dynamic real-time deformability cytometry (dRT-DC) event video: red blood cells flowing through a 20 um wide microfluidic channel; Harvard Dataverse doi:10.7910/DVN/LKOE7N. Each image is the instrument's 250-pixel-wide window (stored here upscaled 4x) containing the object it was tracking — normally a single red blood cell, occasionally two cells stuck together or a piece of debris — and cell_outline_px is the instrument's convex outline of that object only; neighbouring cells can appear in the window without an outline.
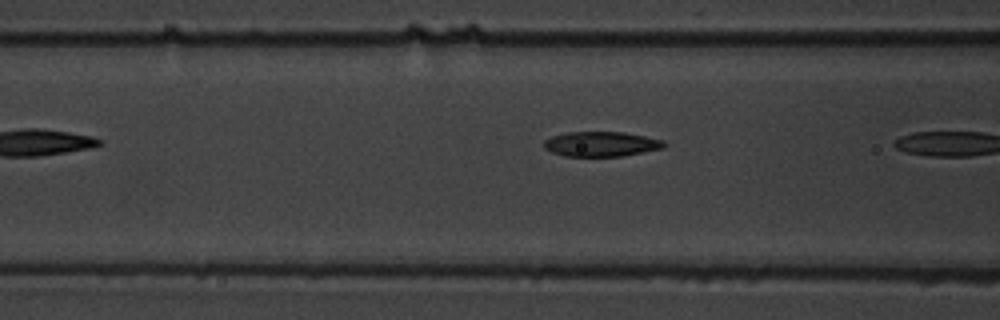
{"species": "common noctule bat (a hibernating species)", "species_latin": "Nyctalus noctula", "temperature_condition": "warm", "stored_images_in_passage": 5, "camera_frame_rate_fps": 3000, "um_per_image_px": 0.085, "animal": {"sex": "male", "body_mass_g": 19.5, "forearm_length_mm": 54.6}, "frame": {"image": 1, "passage_image": 4, "time_ms": 4.0, "image_size_px": [1000, 320], "cell_outline_px": [[668, 144], [664, 148], [620, 156], [564, 156], [552, 152], [544, 148], [544, 140], [552, 136], [568, 132], [624, 132], [664, 140]], "centroid_in_image_um": [51.11, 12.24], "position_along_channel_um": 115.5, "area_um2": 17.4}}